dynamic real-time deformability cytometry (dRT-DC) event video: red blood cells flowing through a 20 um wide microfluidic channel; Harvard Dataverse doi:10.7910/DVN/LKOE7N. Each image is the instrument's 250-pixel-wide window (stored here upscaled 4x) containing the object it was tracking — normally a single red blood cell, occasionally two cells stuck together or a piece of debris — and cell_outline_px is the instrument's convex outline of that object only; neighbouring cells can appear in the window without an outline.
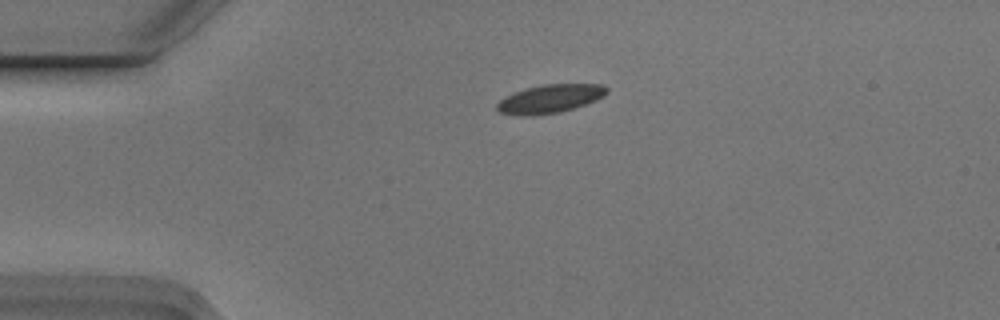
{"species": "Egyptian fruit bat (a non-hibernating species)", "species_latin": "Rousettus aegyptiacus", "temperature_condition": "cold", "stored_images_in_passage": 3, "camera_frame_rate_fps": 3000, "um_per_image_px": 0.085, "animal": {"sex": "male"}, "frame": {"image": 1, "passage_image": 2, "time_ms": 0.333, "image_size_px": [1000, 320], "cell_outline_px": [[608, 92], [604, 96], [596, 100], [560, 112], [532, 116], [520, 116], [500, 112], [496, 108], [496, 104], [504, 96], [524, 88], [544, 84], [604, 84], [608, 88]], "centroid_in_image_um": [46.73, 8.39], "position_along_channel_um": 38.3, "area_um2": 18.32}}